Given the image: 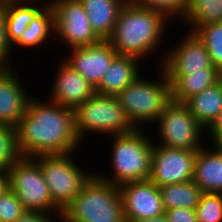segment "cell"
I'll return each instance as SVG.
<instances>
[{
	"mask_svg": "<svg viewBox=\"0 0 222 222\" xmlns=\"http://www.w3.org/2000/svg\"><path fill=\"white\" fill-rule=\"evenodd\" d=\"M182 37L172 48L163 49L166 53L159 57L158 65L166 75H184L205 68H216L205 44L195 32L188 31Z\"/></svg>",
	"mask_w": 222,
	"mask_h": 222,
	"instance_id": "cell-12",
	"label": "cell"
},
{
	"mask_svg": "<svg viewBox=\"0 0 222 222\" xmlns=\"http://www.w3.org/2000/svg\"><path fill=\"white\" fill-rule=\"evenodd\" d=\"M193 182L203 193L222 194V154L207 143L197 151Z\"/></svg>",
	"mask_w": 222,
	"mask_h": 222,
	"instance_id": "cell-18",
	"label": "cell"
},
{
	"mask_svg": "<svg viewBox=\"0 0 222 222\" xmlns=\"http://www.w3.org/2000/svg\"><path fill=\"white\" fill-rule=\"evenodd\" d=\"M166 76L171 85L172 101L184 103L193 95L219 82L222 72L218 68H205L190 74Z\"/></svg>",
	"mask_w": 222,
	"mask_h": 222,
	"instance_id": "cell-19",
	"label": "cell"
},
{
	"mask_svg": "<svg viewBox=\"0 0 222 222\" xmlns=\"http://www.w3.org/2000/svg\"><path fill=\"white\" fill-rule=\"evenodd\" d=\"M9 187L8 171L0 169V195Z\"/></svg>",
	"mask_w": 222,
	"mask_h": 222,
	"instance_id": "cell-35",
	"label": "cell"
},
{
	"mask_svg": "<svg viewBox=\"0 0 222 222\" xmlns=\"http://www.w3.org/2000/svg\"><path fill=\"white\" fill-rule=\"evenodd\" d=\"M169 23L173 24V21L162 12L127 1L108 41L119 55L135 57L141 62L149 61V57H153L164 44Z\"/></svg>",
	"mask_w": 222,
	"mask_h": 222,
	"instance_id": "cell-2",
	"label": "cell"
},
{
	"mask_svg": "<svg viewBox=\"0 0 222 222\" xmlns=\"http://www.w3.org/2000/svg\"><path fill=\"white\" fill-rule=\"evenodd\" d=\"M128 2L133 5L160 11L171 21L174 22L176 19L180 23L185 15L188 0H128Z\"/></svg>",
	"mask_w": 222,
	"mask_h": 222,
	"instance_id": "cell-29",
	"label": "cell"
},
{
	"mask_svg": "<svg viewBox=\"0 0 222 222\" xmlns=\"http://www.w3.org/2000/svg\"><path fill=\"white\" fill-rule=\"evenodd\" d=\"M47 3L48 0H29L0 7L6 20L7 37L11 46L21 38L30 21Z\"/></svg>",
	"mask_w": 222,
	"mask_h": 222,
	"instance_id": "cell-22",
	"label": "cell"
},
{
	"mask_svg": "<svg viewBox=\"0 0 222 222\" xmlns=\"http://www.w3.org/2000/svg\"><path fill=\"white\" fill-rule=\"evenodd\" d=\"M25 1H29V0H0V7L6 4H10V3H18V2H25Z\"/></svg>",
	"mask_w": 222,
	"mask_h": 222,
	"instance_id": "cell-38",
	"label": "cell"
},
{
	"mask_svg": "<svg viewBox=\"0 0 222 222\" xmlns=\"http://www.w3.org/2000/svg\"><path fill=\"white\" fill-rule=\"evenodd\" d=\"M53 222H63V221L59 218V219H55Z\"/></svg>",
	"mask_w": 222,
	"mask_h": 222,
	"instance_id": "cell-39",
	"label": "cell"
},
{
	"mask_svg": "<svg viewBox=\"0 0 222 222\" xmlns=\"http://www.w3.org/2000/svg\"><path fill=\"white\" fill-rule=\"evenodd\" d=\"M157 68L159 69L156 70L157 78L154 76V79L151 75L150 78H146L142 73L116 96L136 129L154 125L165 107L172 101L170 81L163 69L159 66Z\"/></svg>",
	"mask_w": 222,
	"mask_h": 222,
	"instance_id": "cell-4",
	"label": "cell"
},
{
	"mask_svg": "<svg viewBox=\"0 0 222 222\" xmlns=\"http://www.w3.org/2000/svg\"><path fill=\"white\" fill-rule=\"evenodd\" d=\"M184 104L206 130L222 110V79L215 85L193 95Z\"/></svg>",
	"mask_w": 222,
	"mask_h": 222,
	"instance_id": "cell-23",
	"label": "cell"
},
{
	"mask_svg": "<svg viewBox=\"0 0 222 222\" xmlns=\"http://www.w3.org/2000/svg\"><path fill=\"white\" fill-rule=\"evenodd\" d=\"M54 37V13L48 2L30 21L28 27L23 31L21 38L12 46V51H18L20 48L25 51L24 49L28 50L30 48L29 51L33 52V48H35L38 52L40 46H44L49 42L52 44V40H55Z\"/></svg>",
	"mask_w": 222,
	"mask_h": 222,
	"instance_id": "cell-21",
	"label": "cell"
},
{
	"mask_svg": "<svg viewBox=\"0 0 222 222\" xmlns=\"http://www.w3.org/2000/svg\"><path fill=\"white\" fill-rule=\"evenodd\" d=\"M119 187L125 222L165 214L159 188L149 179L132 181Z\"/></svg>",
	"mask_w": 222,
	"mask_h": 222,
	"instance_id": "cell-13",
	"label": "cell"
},
{
	"mask_svg": "<svg viewBox=\"0 0 222 222\" xmlns=\"http://www.w3.org/2000/svg\"><path fill=\"white\" fill-rule=\"evenodd\" d=\"M133 222H168L166 215L163 214L161 216H157V217H153V218H146V219H142V220H136Z\"/></svg>",
	"mask_w": 222,
	"mask_h": 222,
	"instance_id": "cell-37",
	"label": "cell"
},
{
	"mask_svg": "<svg viewBox=\"0 0 222 222\" xmlns=\"http://www.w3.org/2000/svg\"><path fill=\"white\" fill-rule=\"evenodd\" d=\"M63 222H125L117 185L94 174L64 209Z\"/></svg>",
	"mask_w": 222,
	"mask_h": 222,
	"instance_id": "cell-5",
	"label": "cell"
},
{
	"mask_svg": "<svg viewBox=\"0 0 222 222\" xmlns=\"http://www.w3.org/2000/svg\"><path fill=\"white\" fill-rule=\"evenodd\" d=\"M222 133V110L217 115L215 120L211 123V125L205 130L204 139L206 142H211L218 134ZM206 136L207 139H206ZM209 140V141H208Z\"/></svg>",
	"mask_w": 222,
	"mask_h": 222,
	"instance_id": "cell-34",
	"label": "cell"
},
{
	"mask_svg": "<svg viewBox=\"0 0 222 222\" xmlns=\"http://www.w3.org/2000/svg\"><path fill=\"white\" fill-rule=\"evenodd\" d=\"M195 213L198 222H222V194L203 193Z\"/></svg>",
	"mask_w": 222,
	"mask_h": 222,
	"instance_id": "cell-28",
	"label": "cell"
},
{
	"mask_svg": "<svg viewBox=\"0 0 222 222\" xmlns=\"http://www.w3.org/2000/svg\"><path fill=\"white\" fill-rule=\"evenodd\" d=\"M140 63L142 62L135 57L118 54L105 71L100 83L95 87V93L117 96L142 74L143 65Z\"/></svg>",
	"mask_w": 222,
	"mask_h": 222,
	"instance_id": "cell-17",
	"label": "cell"
},
{
	"mask_svg": "<svg viewBox=\"0 0 222 222\" xmlns=\"http://www.w3.org/2000/svg\"><path fill=\"white\" fill-rule=\"evenodd\" d=\"M197 151L153 144L149 180L157 187L193 180Z\"/></svg>",
	"mask_w": 222,
	"mask_h": 222,
	"instance_id": "cell-11",
	"label": "cell"
},
{
	"mask_svg": "<svg viewBox=\"0 0 222 222\" xmlns=\"http://www.w3.org/2000/svg\"><path fill=\"white\" fill-rule=\"evenodd\" d=\"M195 33L205 44L213 66L222 72V22L202 25Z\"/></svg>",
	"mask_w": 222,
	"mask_h": 222,
	"instance_id": "cell-26",
	"label": "cell"
},
{
	"mask_svg": "<svg viewBox=\"0 0 222 222\" xmlns=\"http://www.w3.org/2000/svg\"><path fill=\"white\" fill-rule=\"evenodd\" d=\"M7 171L9 187L26 210L45 212L55 219L61 217L62 211L54 204L34 157L21 156Z\"/></svg>",
	"mask_w": 222,
	"mask_h": 222,
	"instance_id": "cell-8",
	"label": "cell"
},
{
	"mask_svg": "<svg viewBox=\"0 0 222 222\" xmlns=\"http://www.w3.org/2000/svg\"><path fill=\"white\" fill-rule=\"evenodd\" d=\"M210 144L218 153L222 154V133L218 134L211 142H208L207 144Z\"/></svg>",
	"mask_w": 222,
	"mask_h": 222,
	"instance_id": "cell-36",
	"label": "cell"
},
{
	"mask_svg": "<svg viewBox=\"0 0 222 222\" xmlns=\"http://www.w3.org/2000/svg\"><path fill=\"white\" fill-rule=\"evenodd\" d=\"M74 154L70 152L34 157L39 163L54 204L62 212L95 174L81 168L75 161Z\"/></svg>",
	"mask_w": 222,
	"mask_h": 222,
	"instance_id": "cell-7",
	"label": "cell"
},
{
	"mask_svg": "<svg viewBox=\"0 0 222 222\" xmlns=\"http://www.w3.org/2000/svg\"><path fill=\"white\" fill-rule=\"evenodd\" d=\"M16 134L19 152L26 157L76 153L82 144L75 131L74 110L34 96Z\"/></svg>",
	"mask_w": 222,
	"mask_h": 222,
	"instance_id": "cell-1",
	"label": "cell"
},
{
	"mask_svg": "<svg viewBox=\"0 0 222 222\" xmlns=\"http://www.w3.org/2000/svg\"><path fill=\"white\" fill-rule=\"evenodd\" d=\"M14 51H12V46L7 37V24L4 18L3 11L0 9V67H10L16 65ZM13 55V56H12ZM13 60H12V59Z\"/></svg>",
	"mask_w": 222,
	"mask_h": 222,
	"instance_id": "cell-31",
	"label": "cell"
},
{
	"mask_svg": "<svg viewBox=\"0 0 222 222\" xmlns=\"http://www.w3.org/2000/svg\"><path fill=\"white\" fill-rule=\"evenodd\" d=\"M55 218L45 212L25 210L16 222H53Z\"/></svg>",
	"mask_w": 222,
	"mask_h": 222,
	"instance_id": "cell-33",
	"label": "cell"
},
{
	"mask_svg": "<svg viewBox=\"0 0 222 222\" xmlns=\"http://www.w3.org/2000/svg\"><path fill=\"white\" fill-rule=\"evenodd\" d=\"M16 65L0 67V124L16 127L24 116L33 92L20 79ZM23 82V83H22ZM29 93V94H28Z\"/></svg>",
	"mask_w": 222,
	"mask_h": 222,
	"instance_id": "cell-15",
	"label": "cell"
},
{
	"mask_svg": "<svg viewBox=\"0 0 222 222\" xmlns=\"http://www.w3.org/2000/svg\"><path fill=\"white\" fill-rule=\"evenodd\" d=\"M21 156L16 127L0 124V169L8 170Z\"/></svg>",
	"mask_w": 222,
	"mask_h": 222,
	"instance_id": "cell-27",
	"label": "cell"
},
{
	"mask_svg": "<svg viewBox=\"0 0 222 222\" xmlns=\"http://www.w3.org/2000/svg\"><path fill=\"white\" fill-rule=\"evenodd\" d=\"M68 50V54L64 52L67 56L61 59L94 87L100 83L112 60L118 55L108 40Z\"/></svg>",
	"mask_w": 222,
	"mask_h": 222,
	"instance_id": "cell-14",
	"label": "cell"
},
{
	"mask_svg": "<svg viewBox=\"0 0 222 222\" xmlns=\"http://www.w3.org/2000/svg\"><path fill=\"white\" fill-rule=\"evenodd\" d=\"M158 188L164 210L179 207L195 209L203 194L193 180L184 183L167 184Z\"/></svg>",
	"mask_w": 222,
	"mask_h": 222,
	"instance_id": "cell-25",
	"label": "cell"
},
{
	"mask_svg": "<svg viewBox=\"0 0 222 222\" xmlns=\"http://www.w3.org/2000/svg\"><path fill=\"white\" fill-rule=\"evenodd\" d=\"M165 215L168 222H198L195 209L179 207L165 210Z\"/></svg>",
	"mask_w": 222,
	"mask_h": 222,
	"instance_id": "cell-32",
	"label": "cell"
},
{
	"mask_svg": "<svg viewBox=\"0 0 222 222\" xmlns=\"http://www.w3.org/2000/svg\"><path fill=\"white\" fill-rule=\"evenodd\" d=\"M75 131L80 142L91 134H127L136 128L131 124L116 96L94 93L74 109Z\"/></svg>",
	"mask_w": 222,
	"mask_h": 222,
	"instance_id": "cell-6",
	"label": "cell"
},
{
	"mask_svg": "<svg viewBox=\"0 0 222 222\" xmlns=\"http://www.w3.org/2000/svg\"><path fill=\"white\" fill-rule=\"evenodd\" d=\"M135 129L130 133L109 136L111 140L110 168L112 173L95 171L102 180L120 186L126 182L147 180L151 174V155L153 140L150 139L151 132ZM110 172V174H109Z\"/></svg>",
	"mask_w": 222,
	"mask_h": 222,
	"instance_id": "cell-3",
	"label": "cell"
},
{
	"mask_svg": "<svg viewBox=\"0 0 222 222\" xmlns=\"http://www.w3.org/2000/svg\"><path fill=\"white\" fill-rule=\"evenodd\" d=\"M128 0H79L93 31L101 40L113 34L121 8Z\"/></svg>",
	"mask_w": 222,
	"mask_h": 222,
	"instance_id": "cell-20",
	"label": "cell"
},
{
	"mask_svg": "<svg viewBox=\"0 0 222 222\" xmlns=\"http://www.w3.org/2000/svg\"><path fill=\"white\" fill-rule=\"evenodd\" d=\"M154 126L160 140L159 143L158 139H155L156 145L198 151L207 143L203 139L205 129L184 103L171 101L152 127Z\"/></svg>",
	"mask_w": 222,
	"mask_h": 222,
	"instance_id": "cell-9",
	"label": "cell"
},
{
	"mask_svg": "<svg viewBox=\"0 0 222 222\" xmlns=\"http://www.w3.org/2000/svg\"><path fill=\"white\" fill-rule=\"evenodd\" d=\"M25 210L10 187L0 195V222H16Z\"/></svg>",
	"mask_w": 222,
	"mask_h": 222,
	"instance_id": "cell-30",
	"label": "cell"
},
{
	"mask_svg": "<svg viewBox=\"0 0 222 222\" xmlns=\"http://www.w3.org/2000/svg\"><path fill=\"white\" fill-rule=\"evenodd\" d=\"M61 60V61H60ZM57 64L55 77H51L48 100L61 106L75 109L95 93V87L78 71L73 70L60 59Z\"/></svg>",
	"mask_w": 222,
	"mask_h": 222,
	"instance_id": "cell-16",
	"label": "cell"
},
{
	"mask_svg": "<svg viewBox=\"0 0 222 222\" xmlns=\"http://www.w3.org/2000/svg\"><path fill=\"white\" fill-rule=\"evenodd\" d=\"M54 13L55 39L67 49L97 44L101 39L93 31L79 0H48Z\"/></svg>",
	"mask_w": 222,
	"mask_h": 222,
	"instance_id": "cell-10",
	"label": "cell"
},
{
	"mask_svg": "<svg viewBox=\"0 0 222 222\" xmlns=\"http://www.w3.org/2000/svg\"><path fill=\"white\" fill-rule=\"evenodd\" d=\"M219 22H222V0H188L185 15L181 20L183 26L186 25L185 30L191 32H195L202 25Z\"/></svg>",
	"mask_w": 222,
	"mask_h": 222,
	"instance_id": "cell-24",
	"label": "cell"
}]
</instances>
